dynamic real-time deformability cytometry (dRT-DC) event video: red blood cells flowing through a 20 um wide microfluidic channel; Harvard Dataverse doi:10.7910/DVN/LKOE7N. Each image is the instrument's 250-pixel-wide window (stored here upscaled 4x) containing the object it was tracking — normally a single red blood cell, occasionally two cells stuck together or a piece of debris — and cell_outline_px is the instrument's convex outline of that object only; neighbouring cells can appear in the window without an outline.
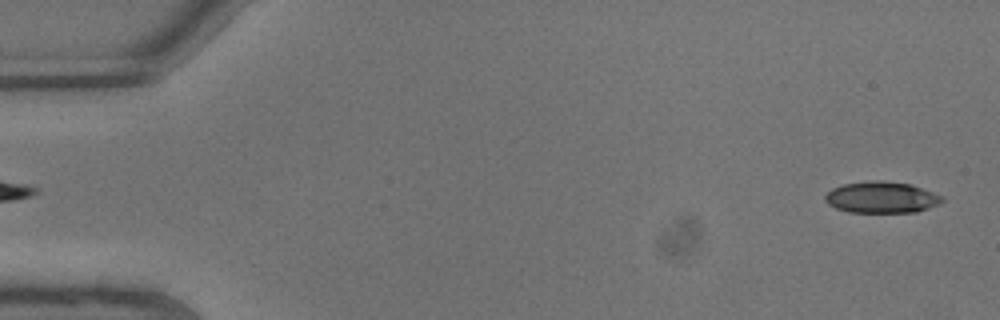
{"species": "common noctule bat (a hibernating species)", "species_latin": "Nyctalus noctula", "temperature_condition": "warm", "stored_images_in_passage": 7, "segment_of_instrument_passage": [2, 2], "camera_frame_rate_fps": 3000, "um_per_image_px": 0.085, "animal": {"sex": "male", "body_mass_g": 13.3}, "frame": {"image": 1, "passage_image": 7, "time_ms": 2.0, "image_size_px": [1000, 320], "cell_outline_px": [[944, 200], [940, 204], [916, 212], [848, 212], [836, 208], [828, 204], [824, 200], [824, 196], [832, 188], [844, 184], [868, 180], [880, 180], [908, 184], [944, 196]], "centroid_in_image_um": [74.91, 16.78], "position_along_channel_um": 10.1, "area_um2": 21.39}}